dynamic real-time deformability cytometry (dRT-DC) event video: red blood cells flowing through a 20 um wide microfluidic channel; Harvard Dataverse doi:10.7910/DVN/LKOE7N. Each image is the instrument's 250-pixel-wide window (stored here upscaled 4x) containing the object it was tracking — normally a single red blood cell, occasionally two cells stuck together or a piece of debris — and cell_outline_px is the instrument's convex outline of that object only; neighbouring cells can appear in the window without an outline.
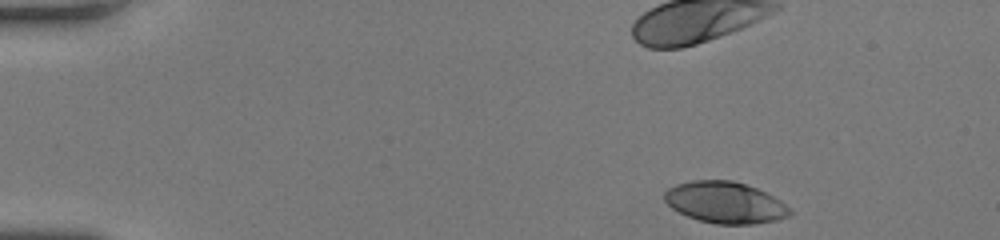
{"species": "human", "species_latin": "Homo sapiens", "temperature_condition": "room temperature", "stored_images_in_passage": 36, "camera_frame_rate_fps": 3000, "um_per_image_px": 0.085, "donor": {"sex": "female"}, "frame": {"image": 1, "passage_image": 1, "time_ms": 0.0, "image_size_px": [1000, 240], "cell_outline_px": [[792, 212], [788, 216], [776, 220], [756, 224], [716, 224], [700, 220], [688, 216], [672, 208], [664, 200], [664, 192], [668, 188], [676, 184], [692, 180], [732, 180], [756, 188], [780, 200]], "centroid_in_image_um": [61.61, 17.21], "position_along_channel_um": 23.4, "area_um2": 30.06}}